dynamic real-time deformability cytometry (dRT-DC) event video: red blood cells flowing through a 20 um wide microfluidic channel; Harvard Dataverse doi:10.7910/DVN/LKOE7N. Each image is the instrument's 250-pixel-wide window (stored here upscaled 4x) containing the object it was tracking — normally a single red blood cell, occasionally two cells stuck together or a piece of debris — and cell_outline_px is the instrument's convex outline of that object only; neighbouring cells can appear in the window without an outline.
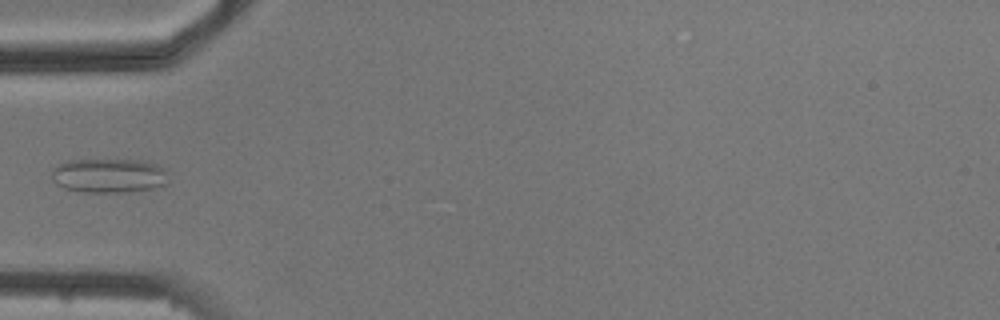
{"species": "common noctule bat (a hibernating species)", "species_latin": "Nyctalus noctula", "temperature_condition": "cold", "stored_images_in_passage": 6, "camera_frame_rate_fps": 3000, "um_per_image_px": 0.085, "animal": {"sex": "male", "body_mass_g": 20.5, "forearm_length_mm": 52.5}, "frame": {"image": 1, "passage_image": 5, "time_ms": 4.667, "image_size_px": [1000, 320], "cell_outline_px": [[168, 184], [152, 188], [132, 192], [84, 192], [64, 188], [56, 184], [52, 180], [52, 168], [68, 160], [148, 160], [168, 168]], "centroid_in_image_um": [9.33, 14.92], "position_along_channel_um": 75.7, "area_um2": 23.87}}
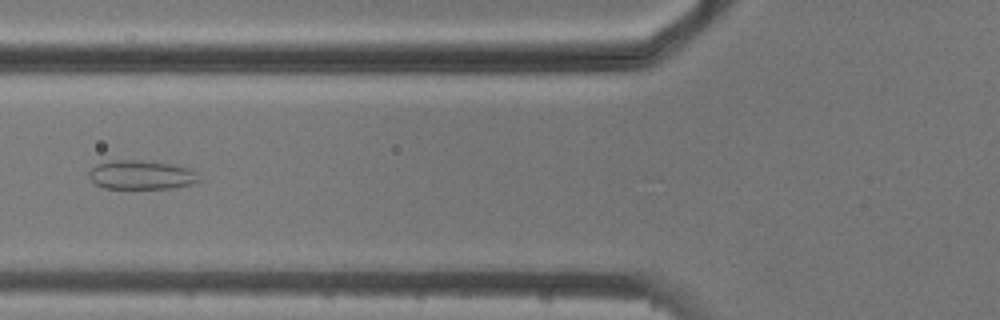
{"frame": {"image": 2, "passage_image": 6, "time_ms": 5.667, "image_size_px": [1000, 320], "cell_outline_px": [[200, 180], [192, 184], [172, 188], [104, 188], [96, 184], [88, 176], [88, 172], [96, 164], [116, 160], [136, 160], [172, 164], [188, 168], [196, 172]], "centroid_in_image_um": [12.0, 14.87], "position_along_channel_um": 113.8, "area_um2": 18.44}}